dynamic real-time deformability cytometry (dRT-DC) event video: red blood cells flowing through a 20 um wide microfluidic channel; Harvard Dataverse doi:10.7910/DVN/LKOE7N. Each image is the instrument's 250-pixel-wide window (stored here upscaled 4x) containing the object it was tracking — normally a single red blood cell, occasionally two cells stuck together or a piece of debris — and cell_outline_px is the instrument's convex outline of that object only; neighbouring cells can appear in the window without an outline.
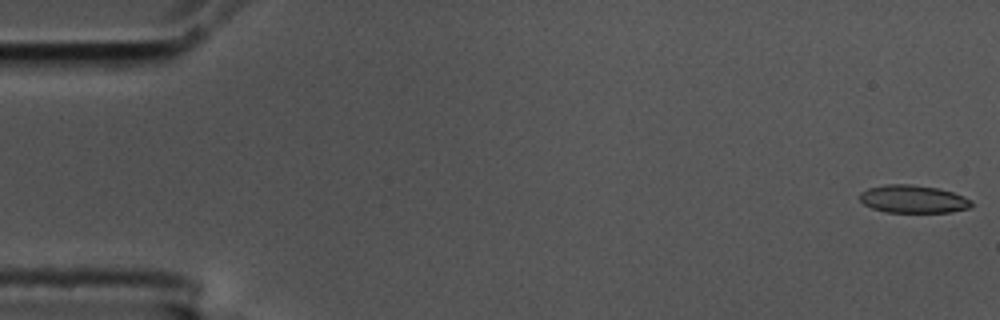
{"species": "common noctule bat (a hibernating species)", "species_latin": "Nyctalus noctula", "temperature_condition": "cold", "stored_images_in_passage": 55, "camera_frame_rate_fps": 3000, "um_per_image_px": 0.085, "animal": {"sex": "male", "body_mass_g": 17.5, "forearm_length_mm": 52.3}, "frame": {"image": 1, "passage_image": 1, "time_ms": 0.0, "image_size_px": [1000, 320], "cell_outline_px": [[972, 204], [968, 208], [952, 212], [884, 212], [872, 208], [864, 204], [860, 200], [860, 192], [868, 188], [884, 184], [912, 184], [936, 188], [952, 192], [964, 196], [972, 200]], "centroid_in_image_um": [77.6, 16.92], "position_along_channel_um": 7.4, "area_um2": 18.15}}
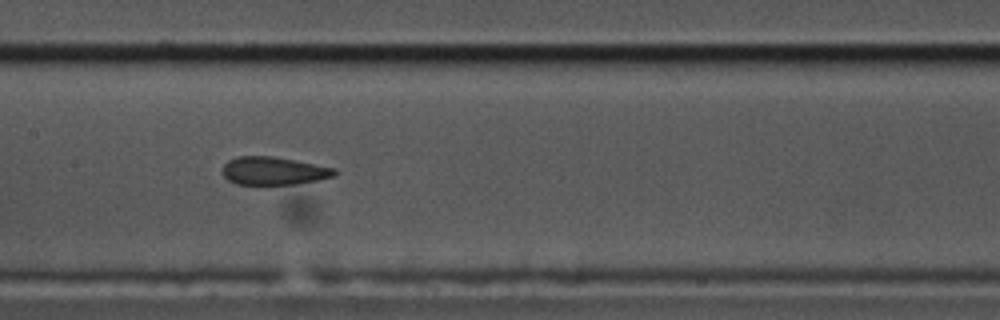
{"frame": {"image": 2, "passage_image": 27, "time_ms": 8.667, "image_size_px": [1000, 320], "cell_outline_px": [[336, 176], [296, 184], [236, 184], [228, 180], [224, 176], [224, 164], [228, 160], [236, 156], [272, 156], [296, 160], [336, 168]], "centroid_in_image_um": [23.27, 14.51], "position_along_channel_um": 184.1, "area_um2": 18.26}}
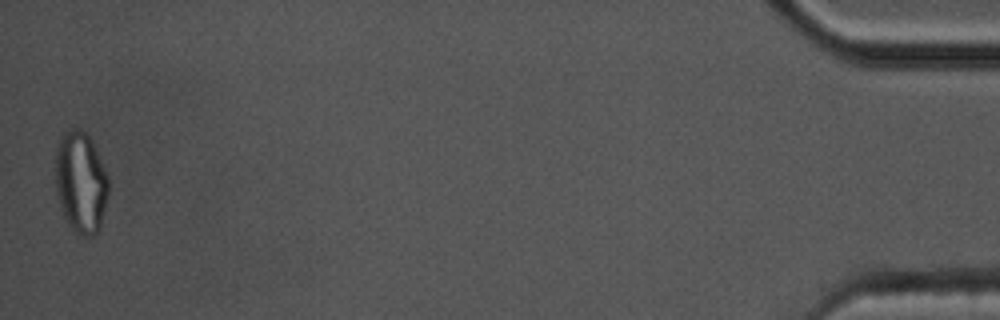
{"frame": {"image": 3, "passage_image": 55, "time_ms": 18.0, "image_size_px": [1000, 320], "cell_outline_px": [[108, 196], [100, 228], [92, 236], [80, 236], [68, 224], [60, 208], [56, 192], [56, 148], [60, 136], [68, 128], [80, 128], [92, 140], [108, 176]], "centroid_in_image_um": [6.86, 15.48], "position_along_channel_um": 428.3, "area_um2": 31.62}, "authors_computed_cell_mechanics": {"area_um2": 19.074, "velocity_mm_per_s": 3.6275, "shape_relaxation_time_tau1_ms": 5.416, "shape_relaxation_time_tau2_ms": 2.2564, "deformation_change_tau1": 0.1433, "deformation_change_tau2": 0.1034}}